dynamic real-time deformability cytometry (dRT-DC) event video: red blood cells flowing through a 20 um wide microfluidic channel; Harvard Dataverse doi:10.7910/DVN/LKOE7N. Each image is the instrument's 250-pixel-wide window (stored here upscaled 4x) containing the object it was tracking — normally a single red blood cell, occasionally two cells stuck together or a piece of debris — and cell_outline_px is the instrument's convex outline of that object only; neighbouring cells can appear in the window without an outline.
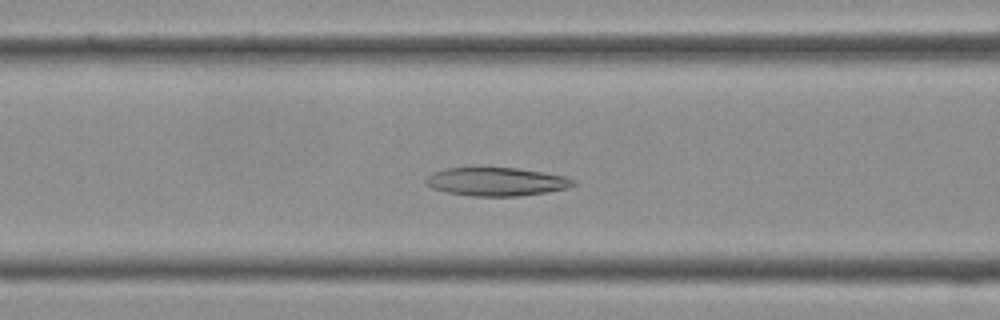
{"species": "Egyptian fruit bat (a non-hibernating species)", "species_latin": "Rousettus aegyptiacus", "temperature_condition": "cold", "stored_images_in_passage": 38, "segment_of_instrument_passage": [1, 2], "camera_frame_rate_fps": 3000, "um_per_image_px": 0.085, "frame": {"image": 1, "passage_image": 14, "time_ms": 4.333, "image_size_px": [1000, 320], "cell_outline_px": [[576, 184], [568, 188], [548, 192], [520, 196], [472, 196], [444, 192], [432, 188], [424, 184], [424, 180], [432, 172], [444, 168], [516, 168], [544, 172], [564, 176], [576, 180]], "centroid_in_image_um": [42.18, 15.45], "position_along_channel_um": 124.4, "area_um2": 24.62}}
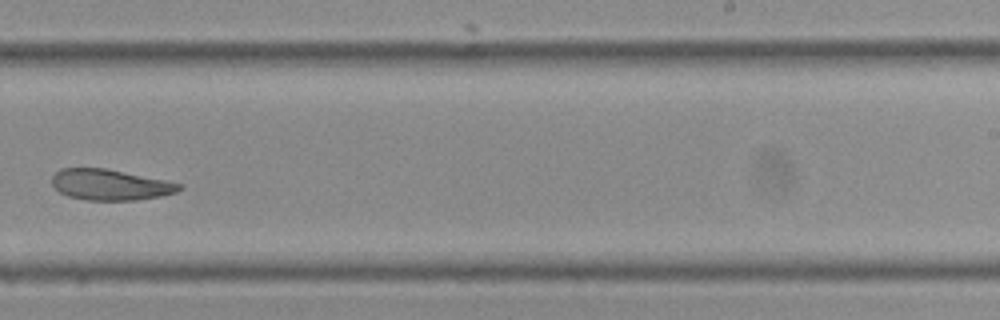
{"frame": {"image": 2, "passage_image": 23, "time_ms": 7.333, "image_size_px": [1000, 320], "cell_outline_px": [[184, 188], [176, 192], [160, 196], [136, 200], [88, 200], [68, 196], [60, 192], [52, 184], [52, 176], [60, 168], [104, 168], [184, 184]], "centroid_in_image_um": [9.37, 15.7], "position_along_channel_um": 279.6, "area_um2": 22.72}}
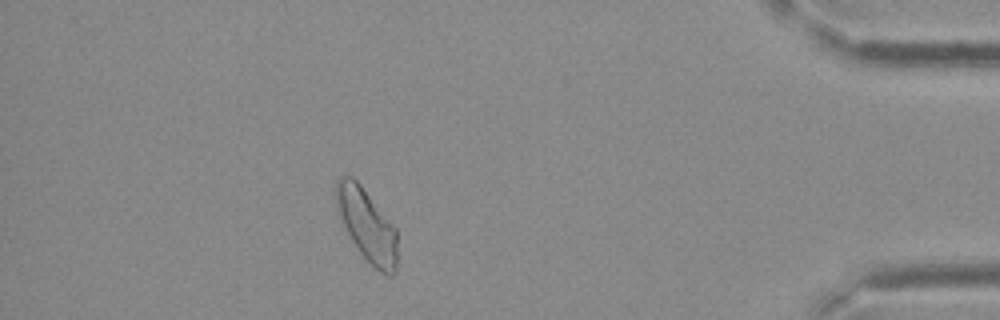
{"frame": {"image": 3, "passage_image": 33, "time_ms": 10.667, "image_size_px": [1000, 320], "cell_outline_px": [[396, 272], [392, 276], [388, 276], [380, 272], [360, 252], [352, 240], [340, 220], [336, 208], [336, 180], [340, 176], [352, 176], [360, 184], [396, 228]], "centroid_in_image_um": [31.17, 19.12], "position_along_channel_um": 404.0, "area_um2": 25.55}}